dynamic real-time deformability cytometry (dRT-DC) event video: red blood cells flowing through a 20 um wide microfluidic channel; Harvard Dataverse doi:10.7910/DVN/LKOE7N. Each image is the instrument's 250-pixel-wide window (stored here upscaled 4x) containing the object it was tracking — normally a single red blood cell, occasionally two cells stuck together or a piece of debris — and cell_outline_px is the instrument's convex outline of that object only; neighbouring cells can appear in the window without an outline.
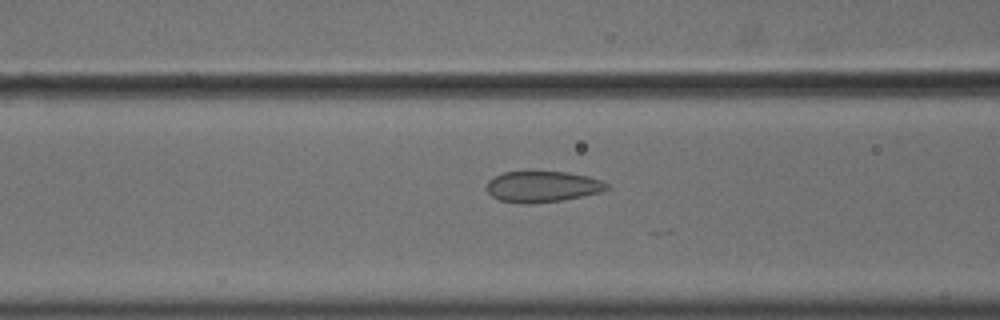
{"species": "common noctule bat (a hibernating species)", "species_latin": "Nyctalus noctula", "temperature_condition": "cold", "stored_images_in_passage": 49, "camera_frame_rate_fps": 3000, "um_per_image_px": 0.085, "animal": {"sex": "male", "body_mass_g": 18.8}, "frame": {"image": 1, "passage_image": 22, "time_ms": 7.0, "image_size_px": [1000, 320], "cell_outline_px": [[608, 188], [600, 192], [564, 200], [532, 204], [524, 204], [500, 200], [492, 196], [488, 192], [488, 180], [504, 172], [568, 172], [588, 176], [600, 180], [608, 184]], "centroid_in_image_um": [46.12, 15.87], "position_along_channel_um": 120.5, "area_um2": 21.56}}
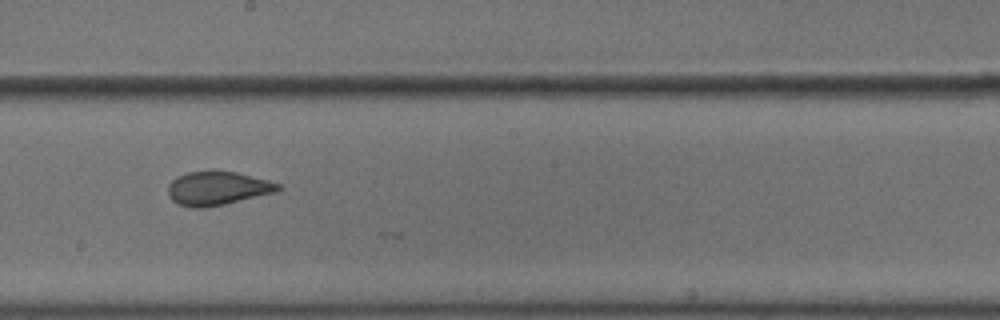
{"frame": {"image": 2, "passage_image": 31, "time_ms": 10.0, "image_size_px": [1000, 320], "cell_outline_px": [[280, 192], [224, 204], [204, 208], [192, 208], [180, 204], [172, 200], [168, 192], [168, 184], [172, 180], [188, 172], [236, 172], [268, 180], [280, 184]], "centroid_in_image_um": [18.53, 16.03], "position_along_channel_um": 229.7, "area_um2": 21.39}}
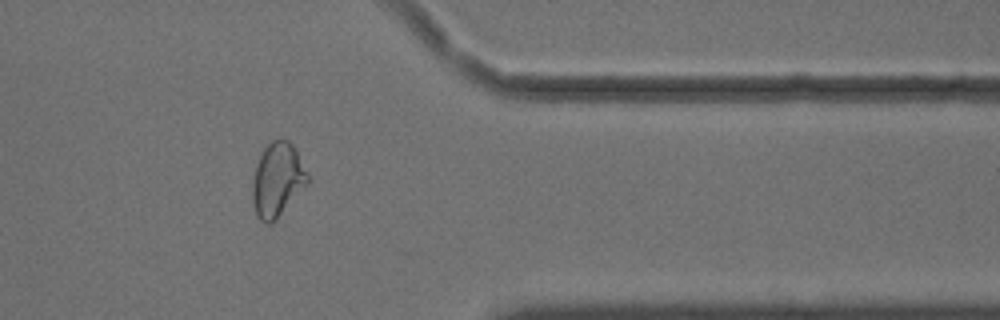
{"frame": {"image": 3, "passage_image": 45, "time_ms": 14.667, "image_size_px": [1000, 320], "cell_outline_px": [[308, 184], [276, 220], [272, 224], [264, 224], [256, 216], [252, 200], [252, 180], [256, 164], [260, 152], [272, 140], [288, 140], [292, 144], [308, 172]], "centroid_in_image_um": [23.56, 15.31], "position_along_channel_um": 387.8, "area_um2": 24.04}}